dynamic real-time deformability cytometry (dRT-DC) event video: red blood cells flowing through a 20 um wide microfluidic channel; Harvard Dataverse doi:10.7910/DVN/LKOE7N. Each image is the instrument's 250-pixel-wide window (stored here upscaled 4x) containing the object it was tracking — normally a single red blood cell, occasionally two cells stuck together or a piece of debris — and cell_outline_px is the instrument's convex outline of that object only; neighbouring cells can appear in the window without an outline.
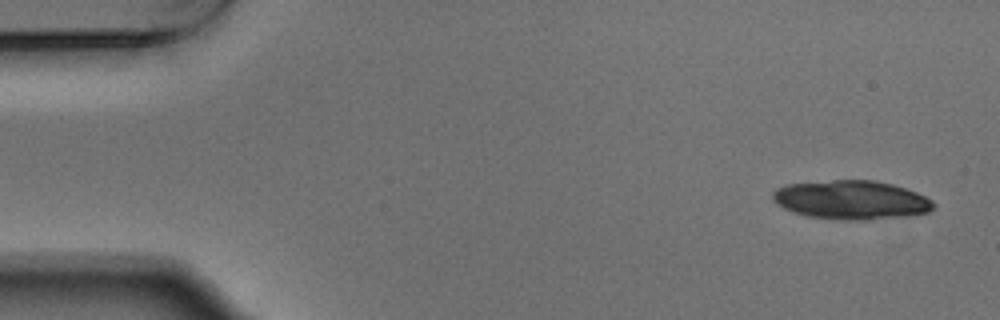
{"species": "Egyptian fruit bat (a non-hibernating species)", "species_latin": "Rousettus aegyptiacus", "temperature_condition": "warm", "stored_images_in_passage": 4, "camera_frame_rate_fps": 3000, "um_per_image_px": 0.085, "animal": {"sex": "male"}, "frame": {"image": 1, "passage_image": 1, "time_ms": 0.0, "image_size_px": [1000, 320], "cell_outline_px": [[936, 204], [928, 212], [916, 216], [868, 220], [840, 220], [808, 216], [792, 212], [784, 208], [772, 200], [772, 192], [776, 188], [784, 184], [832, 180], [876, 180], [892, 184], [916, 192], [932, 200]], "centroid_in_image_um": [72.36, 17.0], "position_along_channel_um": 12.6, "area_um2": 36.93}}